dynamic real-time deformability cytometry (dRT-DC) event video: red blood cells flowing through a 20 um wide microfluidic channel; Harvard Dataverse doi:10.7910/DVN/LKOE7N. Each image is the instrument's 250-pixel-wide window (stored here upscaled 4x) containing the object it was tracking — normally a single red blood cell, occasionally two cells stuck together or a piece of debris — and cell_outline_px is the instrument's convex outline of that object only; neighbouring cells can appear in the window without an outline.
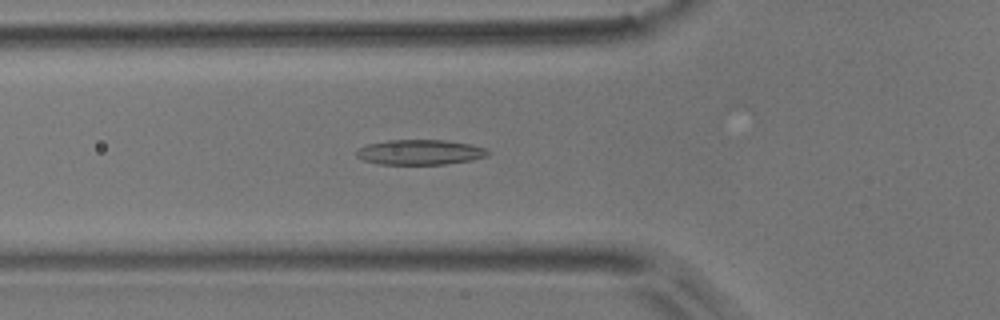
{"species": "common noctule bat (a hibernating species)", "species_latin": "Nyctalus noctula", "temperature_condition": "room temperature", "stored_images_in_passage": 40, "camera_frame_rate_fps": 3000, "um_per_image_px": 0.085, "animal": {"sex": "male", "body_mass_g": 17.9}, "frame": {"image": 1, "passage_image": 11, "time_ms": 3.333, "image_size_px": [1000, 320], "cell_outline_px": [[488, 156], [472, 160], [444, 164], [380, 164], [364, 160], [356, 156], [356, 148], [368, 144], [388, 140], [444, 140], [472, 144], [488, 148]], "centroid_in_image_um": [35.71, 12.93], "position_along_channel_um": 90.1, "area_um2": 19.31}}
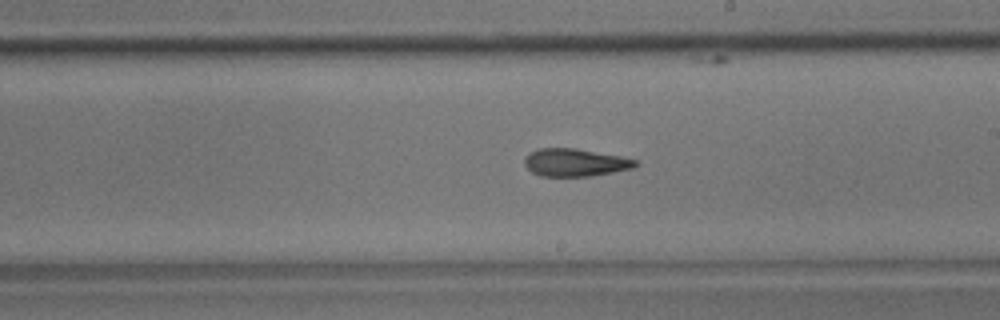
{"frame": {"image": 2, "passage_image": 23, "time_ms": 7.333, "image_size_px": [1000, 320], "cell_outline_px": [[640, 164], [632, 168], [612, 172], [588, 176], [540, 176], [532, 172], [524, 164], [524, 156], [528, 152], [540, 148], [576, 148], [620, 156], [636, 160]], "centroid_in_image_um": [48.85, 13.8], "position_along_channel_um": 240.2, "area_um2": 17.92}}
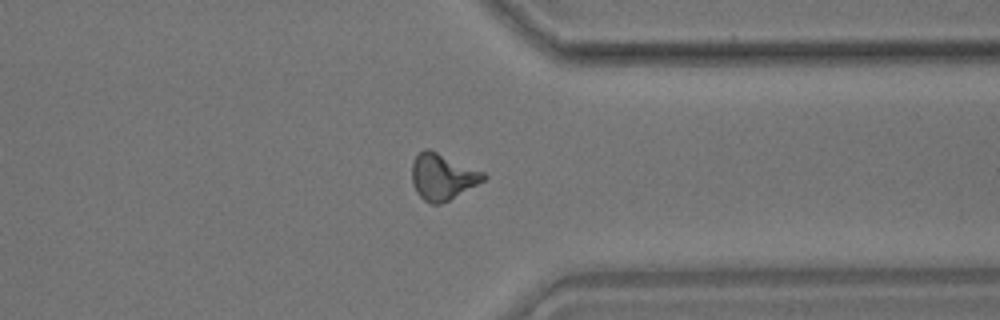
{"frame": {"image": 3, "passage_image": 34, "time_ms": 11.0, "image_size_px": [1000, 320], "cell_outline_px": [[488, 176], [484, 180], [448, 200], [440, 204], [432, 204], [424, 200], [416, 192], [412, 184], [412, 164], [416, 156], [424, 148], [428, 148], [484, 172]], "centroid_in_image_um": [37.59, 15.01], "position_along_channel_um": 373.8, "area_um2": 19.02}}